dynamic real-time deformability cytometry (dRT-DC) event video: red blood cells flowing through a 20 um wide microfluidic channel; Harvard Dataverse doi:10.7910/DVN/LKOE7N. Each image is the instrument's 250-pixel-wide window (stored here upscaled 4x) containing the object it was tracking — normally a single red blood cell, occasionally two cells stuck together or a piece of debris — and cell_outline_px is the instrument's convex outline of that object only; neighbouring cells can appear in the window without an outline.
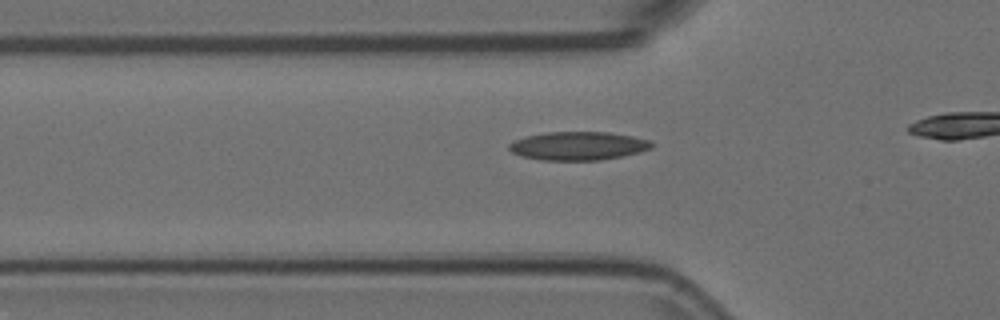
{"species": "Egyptian fruit bat (a non-hibernating species)", "species_latin": "Rousettus aegyptiacus", "temperature_condition": "room temperature", "stored_images_in_passage": 11, "camera_frame_rate_fps": 3000, "um_per_image_px": 0.085, "animal": {"sex": "female"}, "frame": {"image": 1, "passage_image": 5, "time_ms": 1.333, "image_size_px": [1000, 320], "cell_outline_px": [[652, 148], [640, 152], [600, 160], [540, 160], [520, 156], [512, 152], [508, 148], [508, 144], [524, 136], [544, 132], [608, 132], [632, 136], [652, 140]], "centroid_in_image_um": [49.13, 12.39], "position_along_channel_um": 76.7, "area_um2": 23.76}}
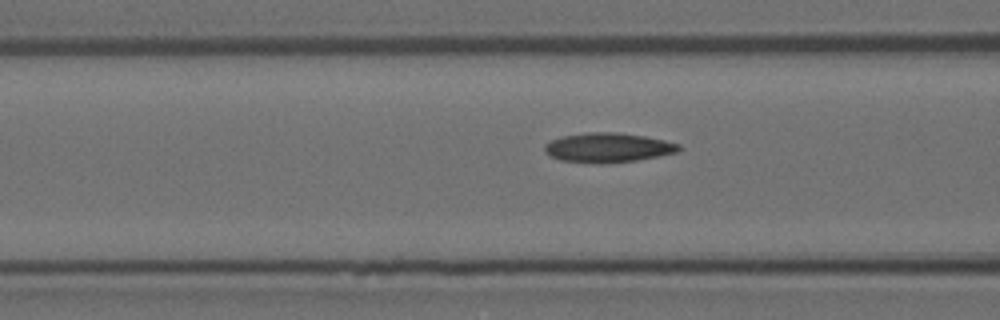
{"frame": {"image": 2, "passage_image": 8, "time_ms": 2.333, "image_size_px": [1000, 320], "cell_outline_px": [[680, 148], [676, 152], [636, 160], [560, 160], [552, 156], [544, 148], [544, 144], [552, 140], [564, 136], [588, 132], [620, 132], [644, 136], [664, 140], [680, 144]], "centroid_in_image_um": [51.72, 12.48], "position_along_channel_um": 114.9, "area_um2": 21.68}}